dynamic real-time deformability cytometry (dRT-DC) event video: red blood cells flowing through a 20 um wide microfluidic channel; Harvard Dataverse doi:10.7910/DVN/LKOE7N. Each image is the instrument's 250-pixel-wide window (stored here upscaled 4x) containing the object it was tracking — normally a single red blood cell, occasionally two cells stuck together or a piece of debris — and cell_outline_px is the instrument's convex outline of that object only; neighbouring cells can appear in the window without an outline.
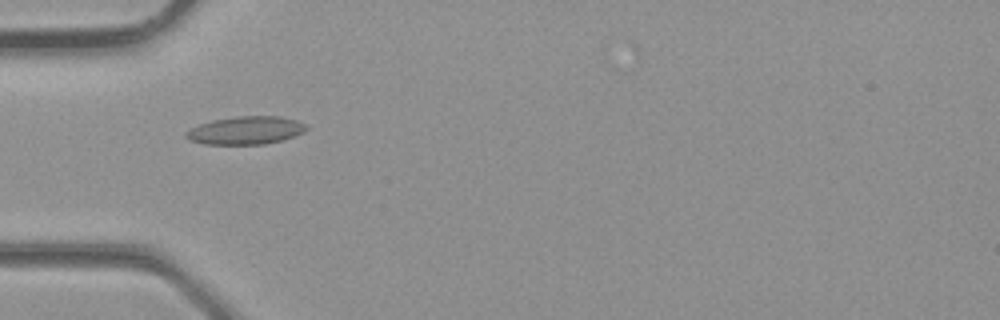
{"species": "common noctule bat (a hibernating species)", "species_latin": "Nyctalus noctula", "temperature_condition": "room temperature", "stored_images_in_passage": 1, "camera_frame_rate_fps": 3000, "um_per_image_px": 0.085, "animal": {"sex": "male", "body_mass_g": 23.1, "forearm_length_mm": 52.7}, "frame": {"image": 1, "passage_image": 1, "time_ms": 0.0, "image_size_px": [1000, 320], "cell_outline_px": [[308, 128], [304, 132], [280, 140], [264, 144], [204, 144], [188, 140], [184, 136], [184, 132], [200, 124], [212, 120], [236, 116], [280, 116], [296, 120], [308, 124]], "centroid_in_image_um": [20.87, 11.07], "position_along_channel_um": 64.1, "area_um2": 19.65}}